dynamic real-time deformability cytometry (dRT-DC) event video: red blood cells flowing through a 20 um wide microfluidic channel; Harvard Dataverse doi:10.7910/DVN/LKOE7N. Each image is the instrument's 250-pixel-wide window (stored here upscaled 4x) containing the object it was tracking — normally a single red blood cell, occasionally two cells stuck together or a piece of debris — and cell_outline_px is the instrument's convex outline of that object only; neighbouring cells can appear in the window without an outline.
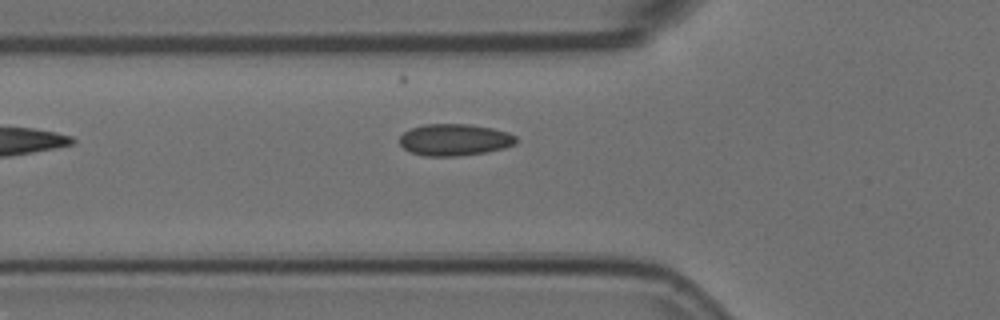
{"species": "Egyptian fruit bat (a non-hibernating species)", "species_latin": "Rousettus aegyptiacus", "temperature_condition": "room temperature", "stored_images_in_passage": 7, "camera_frame_rate_fps": 3000, "um_per_image_px": 0.085, "animal": {"sex": "female"}, "frame": {"image": 1, "passage_image": 5, "time_ms": 1.333, "image_size_px": [1000, 320], "cell_outline_px": [[516, 144], [504, 148], [488, 152], [456, 156], [424, 156], [412, 152], [404, 148], [400, 144], [400, 136], [404, 132], [412, 128], [424, 124], [468, 124], [492, 128], [508, 132], [516, 136]], "centroid_in_image_um": [38.66, 11.88], "position_along_channel_um": 87.1, "area_um2": 21.56}}
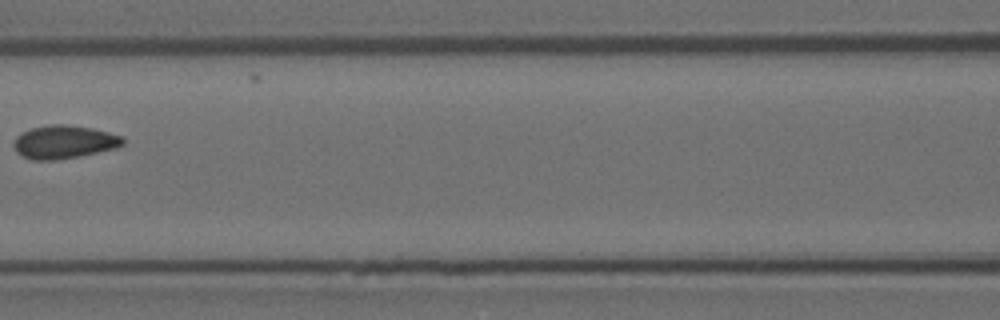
{"frame": {"image": 2, "passage_image": 7, "time_ms": 2.0, "image_size_px": [1000, 320], "cell_outline_px": [[124, 144], [116, 148], [80, 156], [56, 160], [32, 160], [16, 152], [12, 144], [16, 136], [32, 128], [52, 124], [64, 124], [92, 128], [124, 136]], "centroid_in_image_um": [5.45, 12.07], "position_along_channel_um": 161.1, "area_um2": 21.15}}